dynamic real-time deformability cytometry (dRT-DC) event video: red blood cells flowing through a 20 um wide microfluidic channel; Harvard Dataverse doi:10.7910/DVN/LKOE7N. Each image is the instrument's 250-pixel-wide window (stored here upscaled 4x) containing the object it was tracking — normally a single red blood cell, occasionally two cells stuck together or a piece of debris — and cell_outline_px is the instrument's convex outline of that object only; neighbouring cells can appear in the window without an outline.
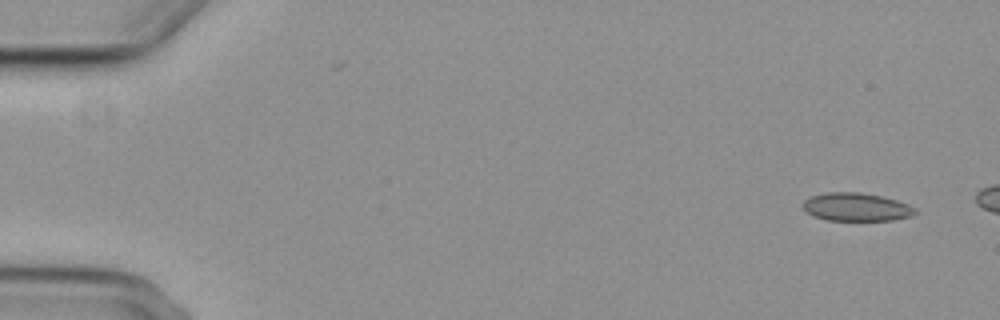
{"species": "common noctule bat (a hibernating species)", "species_latin": "Nyctalus noctula", "temperature_condition": "cold", "stored_images_in_passage": 5, "segment_of_instrument_passage": [2, 2], "camera_frame_rate_fps": 3000, "um_per_image_px": 0.085, "animal": {"sex": "female", "body_mass_g": 29.2, "forearm_length_mm": 56.3}, "frame": {"image": 1, "passage_image": 5, "time_ms": 6.0, "image_size_px": [1000, 320], "cell_outline_px": [[916, 212], [912, 216], [892, 220], [828, 220], [812, 216], [804, 208], [804, 200], [812, 196], [828, 192], [860, 192], [880, 196], [896, 200], [908, 204], [916, 208]], "centroid_in_image_um": [72.81, 17.6], "position_along_channel_um": 12.2, "area_um2": 18.26}}